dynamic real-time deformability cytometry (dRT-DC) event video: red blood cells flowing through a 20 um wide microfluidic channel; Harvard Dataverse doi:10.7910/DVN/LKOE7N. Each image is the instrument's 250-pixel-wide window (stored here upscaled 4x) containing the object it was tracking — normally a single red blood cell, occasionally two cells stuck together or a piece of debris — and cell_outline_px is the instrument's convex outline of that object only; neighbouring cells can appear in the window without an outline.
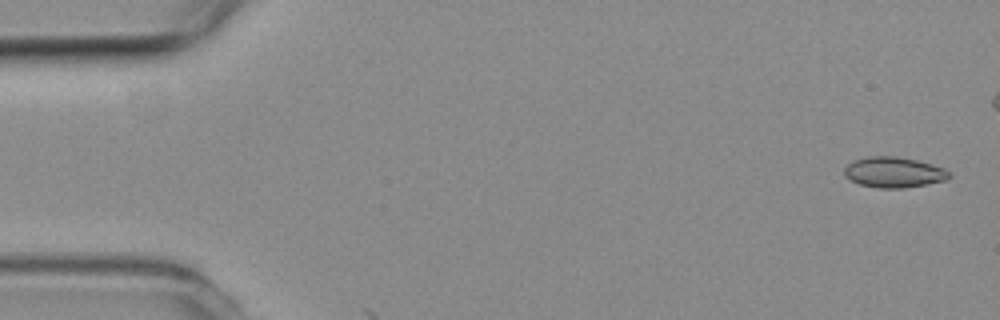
{"species": "common noctule bat (a hibernating species)", "species_latin": "Nyctalus noctula", "temperature_condition": "room temperature", "stored_images_in_passage": 4, "camera_frame_rate_fps": 3000, "um_per_image_px": 0.085, "animal": {"sex": "female", "body_mass_g": 19.3, "forearm_length_mm": 54.1}, "frame": {"image": 1, "passage_image": 2, "time_ms": 0.333, "image_size_px": [1000, 320], "cell_outline_px": [[952, 176], [944, 180], [904, 188], [880, 188], [860, 184], [844, 176], [844, 168], [852, 160], [868, 156], [896, 156], [916, 160], [932, 164], [944, 168]], "centroid_in_image_um": [75.94, 14.63], "position_along_channel_um": 9.1, "area_um2": 18.55}}